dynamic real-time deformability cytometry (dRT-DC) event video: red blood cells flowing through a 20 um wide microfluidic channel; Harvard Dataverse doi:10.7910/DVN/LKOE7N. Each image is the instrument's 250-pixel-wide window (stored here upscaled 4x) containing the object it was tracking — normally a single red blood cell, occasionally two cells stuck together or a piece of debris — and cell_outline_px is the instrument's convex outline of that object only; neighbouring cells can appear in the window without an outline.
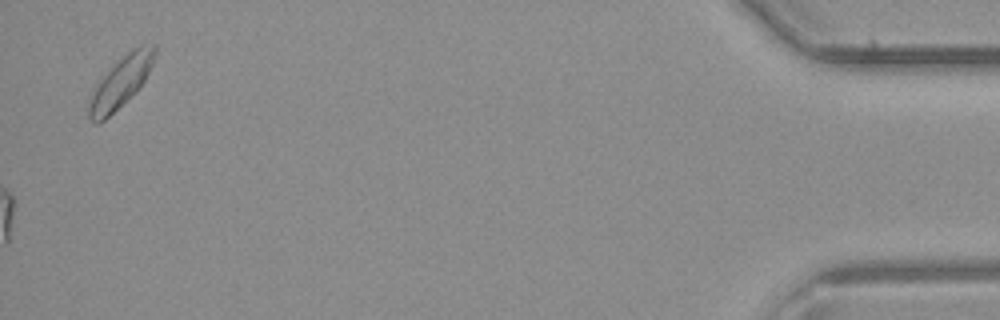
{"species": "common noctule bat (a hibernating species)", "species_latin": "Nyctalus noctula", "temperature_condition": "room temperature", "stored_images_in_passage": 31, "camera_frame_rate_fps": 3000, "um_per_image_px": 0.085, "animal": {"sex": "male", "body_mass_g": 23.1, "forearm_length_mm": 52.7}, "frame": {"image": 1, "passage_image": 31, "time_ms": 10.0, "image_size_px": [1000, 320], "cell_outline_px": [[156, 52], [152, 64], [144, 80], [100, 124], [96, 124], [88, 116], [88, 104], [100, 80], [132, 48], [140, 44], [156, 44]], "centroid_in_image_um": [10.28, 6.94], "position_along_channel_um": 424.9, "area_um2": 18.26}}